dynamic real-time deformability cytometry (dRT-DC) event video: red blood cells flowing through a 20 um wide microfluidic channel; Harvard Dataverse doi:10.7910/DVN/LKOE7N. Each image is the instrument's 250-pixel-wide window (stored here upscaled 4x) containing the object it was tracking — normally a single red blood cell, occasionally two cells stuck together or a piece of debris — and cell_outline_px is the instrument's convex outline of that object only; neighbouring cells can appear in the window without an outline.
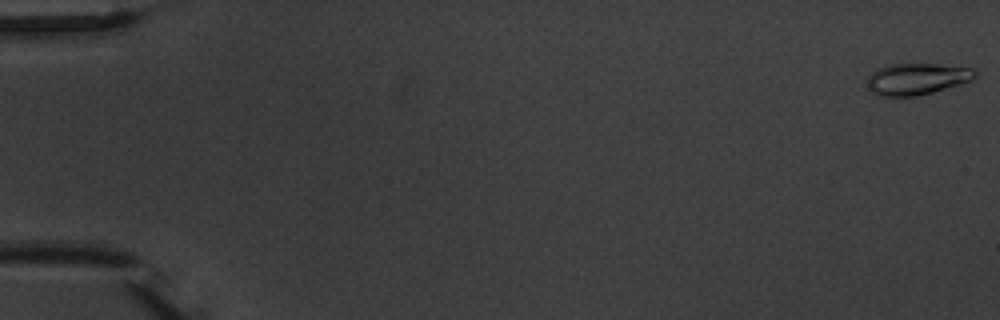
{"species": "common noctule bat (a hibernating species)", "species_latin": "Nyctalus noctula", "temperature_condition": "warm", "stored_images_in_passage": 4, "camera_frame_rate_fps": 3000, "um_per_image_px": 0.085, "animal": {"sex": "male", "body_mass_g": 20.1, "forearm_length_mm": 53.5}, "frame": {"image": 1, "passage_image": 1, "time_ms": 0.0, "image_size_px": [1000, 320], "cell_outline_px": [[976, 76], [972, 80], [960, 84], [932, 92], [916, 96], [896, 100], [876, 96], [868, 88], [864, 80], [872, 72], [888, 64], [940, 64], [976, 68]], "centroid_in_image_um": [77.86, 6.75], "position_along_channel_um": 7.1, "area_um2": 20.63}}